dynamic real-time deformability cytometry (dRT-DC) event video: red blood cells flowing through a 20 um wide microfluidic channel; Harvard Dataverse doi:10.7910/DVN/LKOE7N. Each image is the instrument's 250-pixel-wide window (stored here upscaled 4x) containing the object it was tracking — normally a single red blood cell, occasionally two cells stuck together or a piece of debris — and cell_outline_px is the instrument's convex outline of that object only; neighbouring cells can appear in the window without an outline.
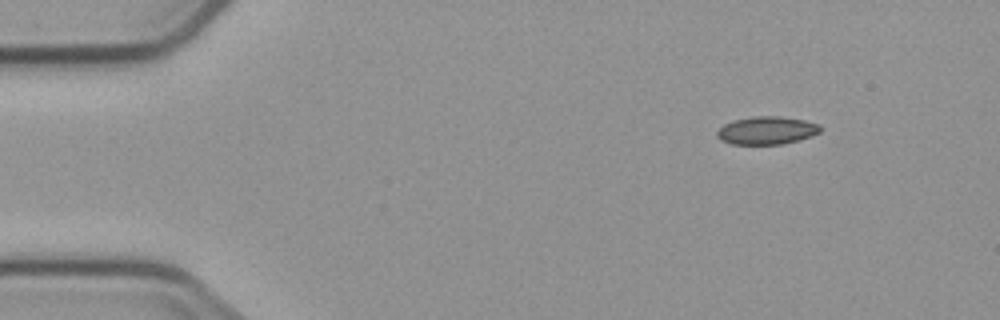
{"species": "common noctule bat (a hibernating species)", "species_latin": "Nyctalus noctula", "temperature_condition": "cold", "stored_images_in_passage": 5, "camera_frame_rate_fps": 3000, "um_per_image_px": 0.085, "animal": {"sex": "male", "body_mass_g": 23.1, "forearm_length_mm": 52.7}, "frame": {"image": 1, "passage_image": 5, "time_ms": 5.0, "image_size_px": [1000, 320], "cell_outline_px": [[820, 132], [812, 136], [800, 140], [780, 144], [732, 144], [720, 140], [716, 136], [716, 132], [724, 124], [736, 120], [752, 116], [776, 116], [804, 120], [820, 124]], "centroid_in_image_um": [65.17, 11.09], "position_along_channel_um": 19.8, "area_um2": 16.76}}